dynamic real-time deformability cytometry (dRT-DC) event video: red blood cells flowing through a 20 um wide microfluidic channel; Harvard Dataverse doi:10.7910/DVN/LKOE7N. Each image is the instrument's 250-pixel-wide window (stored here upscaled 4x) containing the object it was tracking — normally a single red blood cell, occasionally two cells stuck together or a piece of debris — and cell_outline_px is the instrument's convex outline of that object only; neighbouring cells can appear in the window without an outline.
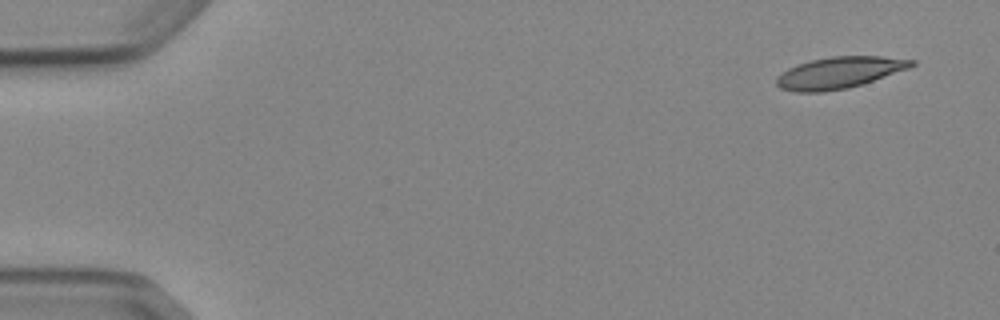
{"species": "Egyptian fruit bat (a non-hibernating species)", "species_latin": "Rousettus aegyptiacus", "temperature_condition": "cold", "stored_images_in_passage": 5, "camera_frame_rate_fps": 3000, "um_per_image_px": 0.085, "animal": {"sex": "female"}, "frame": {"image": 1, "passage_image": 1, "time_ms": 0.0, "image_size_px": [1000, 320], "cell_outline_px": [[916, 64], [908, 68], [848, 88], [824, 92], [792, 92], [780, 88], [776, 84], [776, 76], [788, 68], [796, 64], [812, 60], [832, 56], [880, 56], [916, 60]], "centroid_in_image_um": [71.28, 6.18], "position_along_channel_um": 13.7, "area_um2": 24.68}}
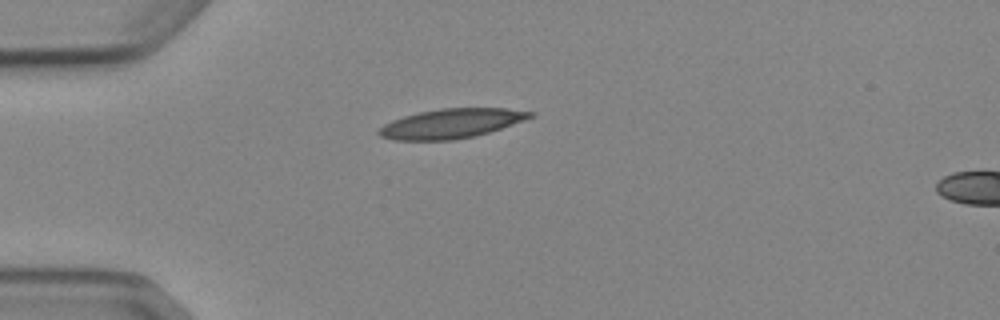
{"frame": {"image": 2, "passage_image": 4, "time_ms": 3.667, "image_size_px": [1000, 320], "cell_outline_px": [[536, 116], [488, 132], [472, 136], [452, 140], [392, 140], [380, 136], [376, 132], [384, 124], [392, 120], [404, 116], [420, 112], [440, 108], [508, 108], [536, 112]], "centroid_in_image_um": [38.36, 10.49], "position_along_channel_um": 46.6, "area_um2": 25.89}}